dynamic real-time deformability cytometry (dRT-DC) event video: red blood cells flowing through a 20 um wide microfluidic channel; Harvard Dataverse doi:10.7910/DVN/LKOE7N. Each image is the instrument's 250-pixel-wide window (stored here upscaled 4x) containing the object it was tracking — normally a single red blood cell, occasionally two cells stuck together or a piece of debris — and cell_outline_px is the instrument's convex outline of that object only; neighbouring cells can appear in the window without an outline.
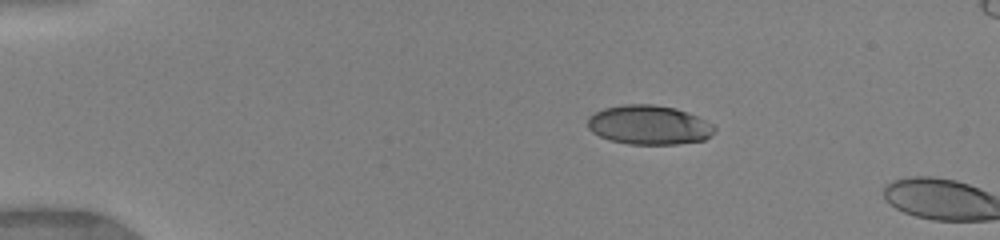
{"species": "human", "species_latin": "Homo sapiens", "temperature_condition": "warm", "stored_images_in_passage": 7, "camera_frame_rate_fps": 3000, "um_per_image_px": 0.085, "donor": {"sex": "female"}, "frame": {"image": 1, "passage_image": 6, "time_ms": 2.667, "image_size_px": [1000, 240], "cell_outline_px": [[716, 132], [704, 140], [676, 144], [628, 144], [612, 140], [600, 136], [592, 132], [588, 128], [588, 116], [604, 108], [624, 104], [652, 104], [676, 108], [688, 112], [712, 124], [716, 128]], "centroid_in_image_um": [55.17, 10.62], "position_along_channel_um": 29.8, "area_um2": 29.02}}